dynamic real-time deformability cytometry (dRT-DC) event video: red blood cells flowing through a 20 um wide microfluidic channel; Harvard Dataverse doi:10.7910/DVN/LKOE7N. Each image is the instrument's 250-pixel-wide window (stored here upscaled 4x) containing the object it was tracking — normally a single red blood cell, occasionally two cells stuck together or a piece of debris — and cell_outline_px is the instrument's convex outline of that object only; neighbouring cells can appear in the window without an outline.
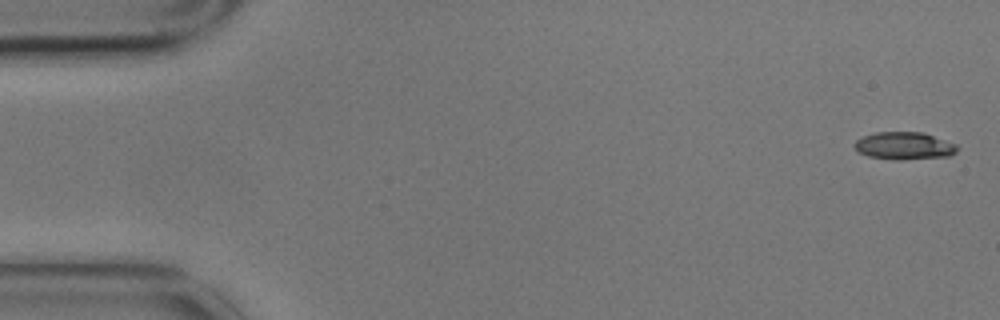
{"species": "common noctule bat (a hibernating species)", "species_latin": "Nyctalus noctula", "temperature_condition": "cold", "stored_images_in_passage": 5, "camera_frame_rate_fps": 3000, "um_per_image_px": 0.085, "animal": {"sex": "male", "body_mass_g": 17.9}, "frame": {"image": 1, "passage_image": 1, "time_ms": 0.0, "image_size_px": [1000, 320], "cell_outline_px": [[960, 148], [956, 152], [948, 156], [900, 160], [868, 156], [856, 152], [852, 144], [856, 140], [864, 136], [876, 132], [924, 132], [956, 144]], "centroid_in_image_um": [76.84, 12.39], "position_along_channel_um": 8.2, "area_um2": 16.59}}
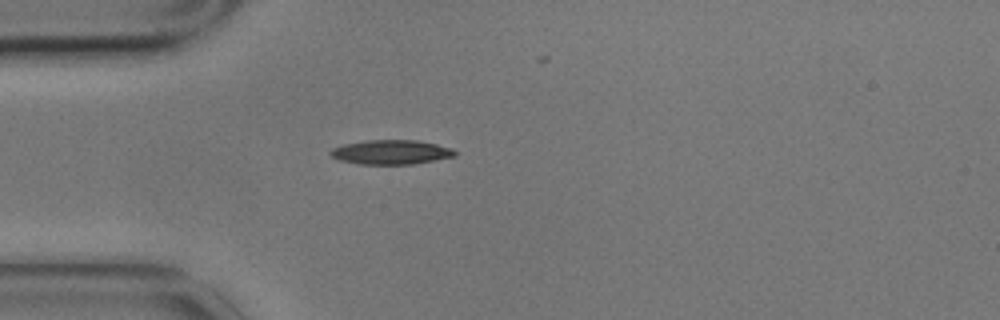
{"frame": {"image": 2, "passage_image": 5, "time_ms": 1.333, "image_size_px": [1000, 320], "cell_outline_px": [[456, 156], [412, 164], [360, 164], [340, 160], [332, 156], [328, 152], [332, 148], [344, 144], [364, 140], [416, 140], [436, 144], [452, 148], [456, 152]], "centroid_in_image_um": [33.23, 12.92], "position_along_channel_um": 51.8, "area_um2": 17.63}}